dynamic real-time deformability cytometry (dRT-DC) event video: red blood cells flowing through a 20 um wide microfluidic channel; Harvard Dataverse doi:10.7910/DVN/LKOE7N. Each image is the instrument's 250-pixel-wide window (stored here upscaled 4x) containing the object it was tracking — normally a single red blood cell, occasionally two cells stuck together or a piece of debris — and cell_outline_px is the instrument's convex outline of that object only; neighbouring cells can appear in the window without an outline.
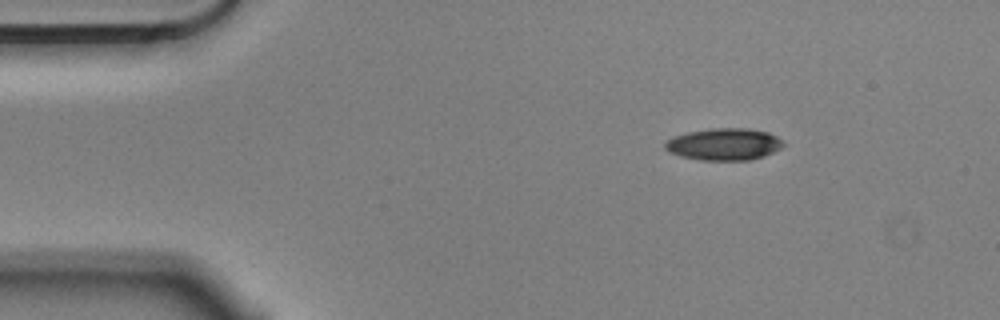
{"species": "Egyptian fruit bat (a non-hibernating species)", "species_latin": "Rousettus aegyptiacus", "temperature_condition": "cold", "stored_images_in_passage": 6, "segment_of_instrument_passage": [2, 2], "camera_frame_rate_fps": 3000, "um_per_image_px": 0.085, "animal": {"sex": "male"}, "frame": {"image": 1, "passage_image": 6, "time_ms": 1.667, "image_size_px": [1000, 320], "cell_outline_px": [[784, 144], [780, 148], [764, 156], [748, 160], [700, 160], [680, 156], [668, 152], [664, 148], [664, 144], [672, 136], [688, 132], [712, 128], [748, 128], [768, 132], [776, 136]], "centroid_in_image_um": [61.5, 12.26], "position_along_channel_um": 23.5, "area_um2": 22.02}}